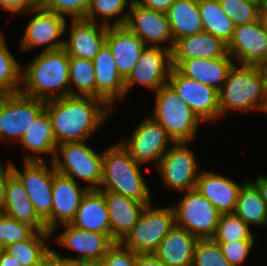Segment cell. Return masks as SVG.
I'll return each mask as SVG.
<instances>
[{
  "mask_svg": "<svg viewBox=\"0 0 267 266\" xmlns=\"http://www.w3.org/2000/svg\"><path fill=\"white\" fill-rule=\"evenodd\" d=\"M45 110L57 145L88 140L114 111L101 99L72 95L46 101Z\"/></svg>",
  "mask_w": 267,
  "mask_h": 266,
  "instance_id": "obj_1",
  "label": "cell"
},
{
  "mask_svg": "<svg viewBox=\"0 0 267 266\" xmlns=\"http://www.w3.org/2000/svg\"><path fill=\"white\" fill-rule=\"evenodd\" d=\"M69 55L64 48L41 51L22 70L20 92L48 101L70 95ZM60 91V92H58Z\"/></svg>",
  "mask_w": 267,
  "mask_h": 266,
  "instance_id": "obj_2",
  "label": "cell"
},
{
  "mask_svg": "<svg viewBox=\"0 0 267 266\" xmlns=\"http://www.w3.org/2000/svg\"><path fill=\"white\" fill-rule=\"evenodd\" d=\"M267 113L265 77L260 66L234 64L219 91V118L230 109Z\"/></svg>",
  "mask_w": 267,
  "mask_h": 266,
  "instance_id": "obj_3",
  "label": "cell"
},
{
  "mask_svg": "<svg viewBox=\"0 0 267 266\" xmlns=\"http://www.w3.org/2000/svg\"><path fill=\"white\" fill-rule=\"evenodd\" d=\"M140 166L120 142L105 149L99 190L112 191L141 202H151L150 190Z\"/></svg>",
  "mask_w": 267,
  "mask_h": 266,
  "instance_id": "obj_4",
  "label": "cell"
},
{
  "mask_svg": "<svg viewBox=\"0 0 267 266\" xmlns=\"http://www.w3.org/2000/svg\"><path fill=\"white\" fill-rule=\"evenodd\" d=\"M154 114L151 116L167 132L173 142H189L197 136L198 125L202 121L166 84L155 93Z\"/></svg>",
  "mask_w": 267,
  "mask_h": 266,
  "instance_id": "obj_5",
  "label": "cell"
},
{
  "mask_svg": "<svg viewBox=\"0 0 267 266\" xmlns=\"http://www.w3.org/2000/svg\"><path fill=\"white\" fill-rule=\"evenodd\" d=\"M87 141L58 144L51 163L56 172L72 178L75 182V176L88 182V190H99L102 181L103 152L96 153L86 145ZM59 151L62 155H59ZM60 156H63V159Z\"/></svg>",
  "mask_w": 267,
  "mask_h": 266,
  "instance_id": "obj_6",
  "label": "cell"
},
{
  "mask_svg": "<svg viewBox=\"0 0 267 266\" xmlns=\"http://www.w3.org/2000/svg\"><path fill=\"white\" fill-rule=\"evenodd\" d=\"M144 208L137 224L121 243L135 253H154L162 239L175 227L173 207Z\"/></svg>",
  "mask_w": 267,
  "mask_h": 266,
  "instance_id": "obj_7",
  "label": "cell"
},
{
  "mask_svg": "<svg viewBox=\"0 0 267 266\" xmlns=\"http://www.w3.org/2000/svg\"><path fill=\"white\" fill-rule=\"evenodd\" d=\"M183 193L177 205L172 206L175 226L186 229L198 239H212L221 213L195 189Z\"/></svg>",
  "mask_w": 267,
  "mask_h": 266,
  "instance_id": "obj_8",
  "label": "cell"
},
{
  "mask_svg": "<svg viewBox=\"0 0 267 266\" xmlns=\"http://www.w3.org/2000/svg\"><path fill=\"white\" fill-rule=\"evenodd\" d=\"M45 105L46 101L21 92L0 94V140L15 138L19 142Z\"/></svg>",
  "mask_w": 267,
  "mask_h": 266,
  "instance_id": "obj_9",
  "label": "cell"
},
{
  "mask_svg": "<svg viewBox=\"0 0 267 266\" xmlns=\"http://www.w3.org/2000/svg\"><path fill=\"white\" fill-rule=\"evenodd\" d=\"M23 165L22 173L12 163V172L23 184L36 213L51 232L54 165L52 163V167H49L45 161H24Z\"/></svg>",
  "mask_w": 267,
  "mask_h": 266,
  "instance_id": "obj_10",
  "label": "cell"
},
{
  "mask_svg": "<svg viewBox=\"0 0 267 266\" xmlns=\"http://www.w3.org/2000/svg\"><path fill=\"white\" fill-rule=\"evenodd\" d=\"M188 142H174L157 164L163 183L175 191L195 189L199 175V164Z\"/></svg>",
  "mask_w": 267,
  "mask_h": 266,
  "instance_id": "obj_11",
  "label": "cell"
},
{
  "mask_svg": "<svg viewBox=\"0 0 267 266\" xmlns=\"http://www.w3.org/2000/svg\"><path fill=\"white\" fill-rule=\"evenodd\" d=\"M168 84L202 122L219 119V91L182 75L172 67Z\"/></svg>",
  "mask_w": 267,
  "mask_h": 266,
  "instance_id": "obj_12",
  "label": "cell"
},
{
  "mask_svg": "<svg viewBox=\"0 0 267 266\" xmlns=\"http://www.w3.org/2000/svg\"><path fill=\"white\" fill-rule=\"evenodd\" d=\"M172 67L171 50L163 46H146L132 72L125 79V96L133 84H140L156 93L168 84Z\"/></svg>",
  "mask_w": 267,
  "mask_h": 266,
  "instance_id": "obj_13",
  "label": "cell"
},
{
  "mask_svg": "<svg viewBox=\"0 0 267 266\" xmlns=\"http://www.w3.org/2000/svg\"><path fill=\"white\" fill-rule=\"evenodd\" d=\"M29 12L36 14L26 26L25 33L19 41L20 49L31 50L45 46L42 51L46 52L63 48L64 40L60 38L67 29L65 17L46 8H34Z\"/></svg>",
  "mask_w": 267,
  "mask_h": 266,
  "instance_id": "obj_14",
  "label": "cell"
},
{
  "mask_svg": "<svg viewBox=\"0 0 267 266\" xmlns=\"http://www.w3.org/2000/svg\"><path fill=\"white\" fill-rule=\"evenodd\" d=\"M173 140L166 130L152 117L141 122L132 132L128 140L120 143L129 151L131 157L139 164L158 162L164 153L170 148L169 142Z\"/></svg>",
  "mask_w": 267,
  "mask_h": 266,
  "instance_id": "obj_15",
  "label": "cell"
},
{
  "mask_svg": "<svg viewBox=\"0 0 267 266\" xmlns=\"http://www.w3.org/2000/svg\"><path fill=\"white\" fill-rule=\"evenodd\" d=\"M128 11L125 26L135 33L146 45L163 46L172 51L173 37L166 13L152 10L133 0ZM163 43V44H162ZM169 44L167 47L165 44ZM162 44V45H161Z\"/></svg>",
  "mask_w": 267,
  "mask_h": 266,
  "instance_id": "obj_16",
  "label": "cell"
},
{
  "mask_svg": "<svg viewBox=\"0 0 267 266\" xmlns=\"http://www.w3.org/2000/svg\"><path fill=\"white\" fill-rule=\"evenodd\" d=\"M227 52L239 65L262 66L267 63V33L260 20L235 26Z\"/></svg>",
  "mask_w": 267,
  "mask_h": 266,
  "instance_id": "obj_17",
  "label": "cell"
},
{
  "mask_svg": "<svg viewBox=\"0 0 267 266\" xmlns=\"http://www.w3.org/2000/svg\"><path fill=\"white\" fill-rule=\"evenodd\" d=\"M62 225L65 231L58 235L57 242L79 254L77 257L69 258L99 264L108 249L115 243L108 234L80 230L70 223Z\"/></svg>",
  "mask_w": 267,
  "mask_h": 266,
  "instance_id": "obj_18",
  "label": "cell"
},
{
  "mask_svg": "<svg viewBox=\"0 0 267 266\" xmlns=\"http://www.w3.org/2000/svg\"><path fill=\"white\" fill-rule=\"evenodd\" d=\"M106 202L110 237L121 242L137 224L144 208L152 202H141L112 191L99 190Z\"/></svg>",
  "mask_w": 267,
  "mask_h": 266,
  "instance_id": "obj_19",
  "label": "cell"
},
{
  "mask_svg": "<svg viewBox=\"0 0 267 266\" xmlns=\"http://www.w3.org/2000/svg\"><path fill=\"white\" fill-rule=\"evenodd\" d=\"M87 191L86 186L80 187L78 182L56 172L54 168L51 233H54L61 223H70L75 218L77 209Z\"/></svg>",
  "mask_w": 267,
  "mask_h": 266,
  "instance_id": "obj_20",
  "label": "cell"
},
{
  "mask_svg": "<svg viewBox=\"0 0 267 266\" xmlns=\"http://www.w3.org/2000/svg\"><path fill=\"white\" fill-rule=\"evenodd\" d=\"M95 98L103 100L110 108L116 98L125 97V79L120 75L112 52L105 43L94 56Z\"/></svg>",
  "mask_w": 267,
  "mask_h": 266,
  "instance_id": "obj_21",
  "label": "cell"
},
{
  "mask_svg": "<svg viewBox=\"0 0 267 266\" xmlns=\"http://www.w3.org/2000/svg\"><path fill=\"white\" fill-rule=\"evenodd\" d=\"M70 35L64 40V49L69 56L93 60L105 44L108 26L85 19H71Z\"/></svg>",
  "mask_w": 267,
  "mask_h": 266,
  "instance_id": "obj_22",
  "label": "cell"
},
{
  "mask_svg": "<svg viewBox=\"0 0 267 266\" xmlns=\"http://www.w3.org/2000/svg\"><path fill=\"white\" fill-rule=\"evenodd\" d=\"M105 43L110 48L120 75L126 79L147 46L124 26H108Z\"/></svg>",
  "mask_w": 267,
  "mask_h": 266,
  "instance_id": "obj_23",
  "label": "cell"
},
{
  "mask_svg": "<svg viewBox=\"0 0 267 266\" xmlns=\"http://www.w3.org/2000/svg\"><path fill=\"white\" fill-rule=\"evenodd\" d=\"M234 61L227 53L224 57L215 59L191 58L188 60H172V66L182 75L220 91L226 81Z\"/></svg>",
  "mask_w": 267,
  "mask_h": 266,
  "instance_id": "obj_24",
  "label": "cell"
},
{
  "mask_svg": "<svg viewBox=\"0 0 267 266\" xmlns=\"http://www.w3.org/2000/svg\"><path fill=\"white\" fill-rule=\"evenodd\" d=\"M242 186L243 184L239 185L222 174L202 170L199 172L195 190L213 204L221 214L234 213Z\"/></svg>",
  "mask_w": 267,
  "mask_h": 266,
  "instance_id": "obj_25",
  "label": "cell"
},
{
  "mask_svg": "<svg viewBox=\"0 0 267 266\" xmlns=\"http://www.w3.org/2000/svg\"><path fill=\"white\" fill-rule=\"evenodd\" d=\"M2 213L19 222L29 224L37 231L50 232L45 222L36 213L23 184L14 174L7 180Z\"/></svg>",
  "mask_w": 267,
  "mask_h": 266,
  "instance_id": "obj_26",
  "label": "cell"
},
{
  "mask_svg": "<svg viewBox=\"0 0 267 266\" xmlns=\"http://www.w3.org/2000/svg\"><path fill=\"white\" fill-rule=\"evenodd\" d=\"M198 238L175 226L161 241L154 254L167 266H192Z\"/></svg>",
  "mask_w": 267,
  "mask_h": 266,
  "instance_id": "obj_27",
  "label": "cell"
},
{
  "mask_svg": "<svg viewBox=\"0 0 267 266\" xmlns=\"http://www.w3.org/2000/svg\"><path fill=\"white\" fill-rule=\"evenodd\" d=\"M74 227L84 230L108 234L110 223L105 199L99 190H88L81 200L75 218L70 222Z\"/></svg>",
  "mask_w": 267,
  "mask_h": 266,
  "instance_id": "obj_28",
  "label": "cell"
},
{
  "mask_svg": "<svg viewBox=\"0 0 267 266\" xmlns=\"http://www.w3.org/2000/svg\"><path fill=\"white\" fill-rule=\"evenodd\" d=\"M227 44L208 32L183 37L174 42L172 60L215 59L227 54Z\"/></svg>",
  "mask_w": 267,
  "mask_h": 266,
  "instance_id": "obj_29",
  "label": "cell"
},
{
  "mask_svg": "<svg viewBox=\"0 0 267 266\" xmlns=\"http://www.w3.org/2000/svg\"><path fill=\"white\" fill-rule=\"evenodd\" d=\"M166 15L173 42L204 31L198 0H175Z\"/></svg>",
  "mask_w": 267,
  "mask_h": 266,
  "instance_id": "obj_30",
  "label": "cell"
},
{
  "mask_svg": "<svg viewBox=\"0 0 267 266\" xmlns=\"http://www.w3.org/2000/svg\"><path fill=\"white\" fill-rule=\"evenodd\" d=\"M20 142L26 149H29L37 156L26 155L24 161H45L39 154L41 153H51L53 161L57 143L52 130V124L50 117L48 116L46 110H44L32 123L29 129L26 131Z\"/></svg>",
  "mask_w": 267,
  "mask_h": 266,
  "instance_id": "obj_31",
  "label": "cell"
},
{
  "mask_svg": "<svg viewBox=\"0 0 267 266\" xmlns=\"http://www.w3.org/2000/svg\"><path fill=\"white\" fill-rule=\"evenodd\" d=\"M204 32L220 38L228 44L233 36L235 25L221 8L218 0H198Z\"/></svg>",
  "mask_w": 267,
  "mask_h": 266,
  "instance_id": "obj_32",
  "label": "cell"
},
{
  "mask_svg": "<svg viewBox=\"0 0 267 266\" xmlns=\"http://www.w3.org/2000/svg\"><path fill=\"white\" fill-rule=\"evenodd\" d=\"M234 213L246 224L267 225V208L259 190L252 182H245L238 193Z\"/></svg>",
  "mask_w": 267,
  "mask_h": 266,
  "instance_id": "obj_33",
  "label": "cell"
},
{
  "mask_svg": "<svg viewBox=\"0 0 267 266\" xmlns=\"http://www.w3.org/2000/svg\"><path fill=\"white\" fill-rule=\"evenodd\" d=\"M51 236V232L37 231L30 239L6 246L5 251L15 257L22 266H36L48 257L51 247L49 248L45 241Z\"/></svg>",
  "mask_w": 267,
  "mask_h": 266,
  "instance_id": "obj_34",
  "label": "cell"
},
{
  "mask_svg": "<svg viewBox=\"0 0 267 266\" xmlns=\"http://www.w3.org/2000/svg\"><path fill=\"white\" fill-rule=\"evenodd\" d=\"M70 95L95 97V70L93 61L69 56ZM76 86L74 90L71 85Z\"/></svg>",
  "mask_w": 267,
  "mask_h": 266,
  "instance_id": "obj_35",
  "label": "cell"
},
{
  "mask_svg": "<svg viewBox=\"0 0 267 266\" xmlns=\"http://www.w3.org/2000/svg\"><path fill=\"white\" fill-rule=\"evenodd\" d=\"M22 67L9 51L4 34L0 37V94L20 92Z\"/></svg>",
  "mask_w": 267,
  "mask_h": 266,
  "instance_id": "obj_36",
  "label": "cell"
},
{
  "mask_svg": "<svg viewBox=\"0 0 267 266\" xmlns=\"http://www.w3.org/2000/svg\"><path fill=\"white\" fill-rule=\"evenodd\" d=\"M132 2L133 0H91L85 20L97 23L96 16H100L104 19L101 21L103 25L124 26L128 12L125 14L122 12L125 11L127 5L130 7ZM114 18L115 22L109 23V20Z\"/></svg>",
  "mask_w": 267,
  "mask_h": 266,
  "instance_id": "obj_37",
  "label": "cell"
},
{
  "mask_svg": "<svg viewBox=\"0 0 267 266\" xmlns=\"http://www.w3.org/2000/svg\"><path fill=\"white\" fill-rule=\"evenodd\" d=\"M215 242L254 240L250 226L235 213H222L216 228Z\"/></svg>",
  "mask_w": 267,
  "mask_h": 266,
  "instance_id": "obj_38",
  "label": "cell"
},
{
  "mask_svg": "<svg viewBox=\"0 0 267 266\" xmlns=\"http://www.w3.org/2000/svg\"><path fill=\"white\" fill-rule=\"evenodd\" d=\"M36 232L37 230L29 224L0 213V244L4 248L15 242L30 239Z\"/></svg>",
  "mask_w": 267,
  "mask_h": 266,
  "instance_id": "obj_39",
  "label": "cell"
},
{
  "mask_svg": "<svg viewBox=\"0 0 267 266\" xmlns=\"http://www.w3.org/2000/svg\"><path fill=\"white\" fill-rule=\"evenodd\" d=\"M235 26L259 20L261 7L247 0H218Z\"/></svg>",
  "mask_w": 267,
  "mask_h": 266,
  "instance_id": "obj_40",
  "label": "cell"
},
{
  "mask_svg": "<svg viewBox=\"0 0 267 266\" xmlns=\"http://www.w3.org/2000/svg\"><path fill=\"white\" fill-rule=\"evenodd\" d=\"M192 266H231L213 239H199Z\"/></svg>",
  "mask_w": 267,
  "mask_h": 266,
  "instance_id": "obj_41",
  "label": "cell"
},
{
  "mask_svg": "<svg viewBox=\"0 0 267 266\" xmlns=\"http://www.w3.org/2000/svg\"><path fill=\"white\" fill-rule=\"evenodd\" d=\"M91 0H51L47 10L65 17L70 15L72 20L85 19Z\"/></svg>",
  "mask_w": 267,
  "mask_h": 266,
  "instance_id": "obj_42",
  "label": "cell"
},
{
  "mask_svg": "<svg viewBox=\"0 0 267 266\" xmlns=\"http://www.w3.org/2000/svg\"><path fill=\"white\" fill-rule=\"evenodd\" d=\"M255 240H239L228 242H217L223 255L231 266H240L244 263L254 246Z\"/></svg>",
  "mask_w": 267,
  "mask_h": 266,
  "instance_id": "obj_43",
  "label": "cell"
},
{
  "mask_svg": "<svg viewBox=\"0 0 267 266\" xmlns=\"http://www.w3.org/2000/svg\"><path fill=\"white\" fill-rule=\"evenodd\" d=\"M99 264L100 266H136V253L121 242H115Z\"/></svg>",
  "mask_w": 267,
  "mask_h": 266,
  "instance_id": "obj_44",
  "label": "cell"
},
{
  "mask_svg": "<svg viewBox=\"0 0 267 266\" xmlns=\"http://www.w3.org/2000/svg\"><path fill=\"white\" fill-rule=\"evenodd\" d=\"M0 8L14 14H23L35 7L31 4V0H0Z\"/></svg>",
  "mask_w": 267,
  "mask_h": 266,
  "instance_id": "obj_45",
  "label": "cell"
},
{
  "mask_svg": "<svg viewBox=\"0 0 267 266\" xmlns=\"http://www.w3.org/2000/svg\"><path fill=\"white\" fill-rule=\"evenodd\" d=\"M12 174L11 162H9L6 168L0 163V212H2L4 207L7 180Z\"/></svg>",
  "mask_w": 267,
  "mask_h": 266,
  "instance_id": "obj_46",
  "label": "cell"
},
{
  "mask_svg": "<svg viewBox=\"0 0 267 266\" xmlns=\"http://www.w3.org/2000/svg\"><path fill=\"white\" fill-rule=\"evenodd\" d=\"M136 266H167L154 253H136Z\"/></svg>",
  "mask_w": 267,
  "mask_h": 266,
  "instance_id": "obj_47",
  "label": "cell"
},
{
  "mask_svg": "<svg viewBox=\"0 0 267 266\" xmlns=\"http://www.w3.org/2000/svg\"><path fill=\"white\" fill-rule=\"evenodd\" d=\"M89 263L79 259L60 256L52 249V266H87Z\"/></svg>",
  "mask_w": 267,
  "mask_h": 266,
  "instance_id": "obj_48",
  "label": "cell"
},
{
  "mask_svg": "<svg viewBox=\"0 0 267 266\" xmlns=\"http://www.w3.org/2000/svg\"><path fill=\"white\" fill-rule=\"evenodd\" d=\"M140 4L155 11L166 13L175 0H137Z\"/></svg>",
  "mask_w": 267,
  "mask_h": 266,
  "instance_id": "obj_49",
  "label": "cell"
},
{
  "mask_svg": "<svg viewBox=\"0 0 267 266\" xmlns=\"http://www.w3.org/2000/svg\"><path fill=\"white\" fill-rule=\"evenodd\" d=\"M259 190L261 198L267 208V176L259 175L252 182Z\"/></svg>",
  "mask_w": 267,
  "mask_h": 266,
  "instance_id": "obj_50",
  "label": "cell"
},
{
  "mask_svg": "<svg viewBox=\"0 0 267 266\" xmlns=\"http://www.w3.org/2000/svg\"><path fill=\"white\" fill-rule=\"evenodd\" d=\"M0 266H22V265H20L17 259H15V257H13L4 250L0 257Z\"/></svg>",
  "mask_w": 267,
  "mask_h": 266,
  "instance_id": "obj_51",
  "label": "cell"
},
{
  "mask_svg": "<svg viewBox=\"0 0 267 266\" xmlns=\"http://www.w3.org/2000/svg\"><path fill=\"white\" fill-rule=\"evenodd\" d=\"M51 0H31V4L35 8H46L50 4Z\"/></svg>",
  "mask_w": 267,
  "mask_h": 266,
  "instance_id": "obj_52",
  "label": "cell"
},
{
  "mask_svg": "<svg viewBox=\"0 0 267 266\" xmlns=\"http://www.w3.org/2000/svg\"><path fill=\"white\" fill-rule=\"evenodd\" d=\"M259 20L262 24L264 31L267 33V12H260Z\"/></svg>",
  "mask_w": 267,
  "mask_h": 266,
  "instance_id": "obj_53",
  "label": "cell"
},
{
  "mask_svg": "<svg viewBox=\"0 0 267 266\" xmlns=\"http://www.w3.org/2000/svg\"><path fill=\"white\" fill-rule=\"evenodd\" d=\"M36 266H52V249L50 250L48 257Z\"/></svg>",
  "mask_w": 267,
  "mask_h": 266,
  "instance_id": "obj_54",
  "label": "cell"
},
{
  "mask_svg": "<svg viewBox=\"0 0 267 266\" xmlns=\"http://www.w3.org/2000/svg\"><path fill=\"white\" fill-rule=\"evenodd\" d=\"M260 69L262 70L263 75L265 77V87H266V95H267V63L260 66Z\"/></svg>",
  "mask_w": 267,
  "mask_h": 266,
  "instance_id": "obj_55",
  "label": "cell"
},
{
  "mask_svg": "<svg viewBox=\"0 0 267 266\" xmlns=\"http://www.w3.org/2000/svg\"><path fill=\"white\" fill-rule=\"evenodd\" d=\"M260 12H267V0H264Z\"/></svg>",
  "mask_w": 267,
  "mask_h": 266,
  "instance_id": "obj_56",
  "label": "cell"
},
{
  "mask_svg": "<svg viewBox=\"0 0 267 266\" xmlns=\"http://www.w3.org/2000/svg\"><path fill=\"white\" fill-rule=\"evenodd\" d=\"M247 1L253 2V3L259 5L260 7H262L263 2H264V0H247Z\"/></svg>",
  "mask_w": 267,
  "mask_h": 266,
  "instance_id": "obj_57",
  "label": "cell"
},
{
  "mask_svg": "<svg viewBox=\"0 0 267 266\" xmlns=\"http://www.w3.org/2000/svg\"><path fill=\"white\" fill-rule=\"evenodd\" d=\"M5 250L4 246L2 244H0V257L2 255V252Z\"/></svg>",
  "mask_w": 267,
  "mask_h": 266,
  "instance_id": "obj_58",
  "label": "cell"
},
{
  "mask_svg": "<svg viewBox=\"0 0 267 266\" xmlns=\"http://www.w3.org/2000/svg\"><path fill=\"white\" fill-rule=\"evenodd\" d=\"M87 266H100V264L89 263Z\"/></svg>",
  "mask_w": 267,
  "mask_h": 266,
  "instance_id": "obj_59",
  "label": "cell"
}]
</instances>
